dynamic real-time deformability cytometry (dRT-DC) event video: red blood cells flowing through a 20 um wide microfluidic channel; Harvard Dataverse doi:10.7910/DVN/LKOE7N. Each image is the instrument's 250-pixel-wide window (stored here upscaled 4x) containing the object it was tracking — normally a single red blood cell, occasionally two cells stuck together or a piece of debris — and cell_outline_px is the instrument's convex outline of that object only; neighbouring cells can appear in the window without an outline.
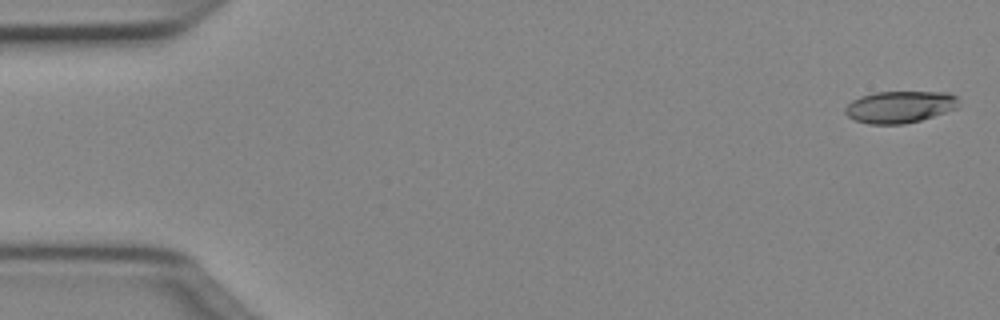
{"species": "Egyptian fruit bat (a non-hibernating species)", "species_latin": "Rousettus aegyptiacus", "temperature_condition": "cold", "stored_images_in_passage": 51, "camera_frame_rate_fps": 3000, "um_per_image_px": 0.085, "animal": {"sex": "female"}, "frame": {"image": 1, "passage_image": 2, "time_ms": 0.333, "image_size_px": [1000, 320], "cell_outline_px": [[960, 108], [920, 120], [904, 124], [868, 124], [856, 120], [848, 116], [844, 112], [844, 108], [852, 100], [860, 96], [876, 92], [948, 92], [956, 96], [960, 100]], "centroid_in_image_um": [76.52, 9.08], "position_along_channel_um": 8.5, "area_um2": 21.33}}
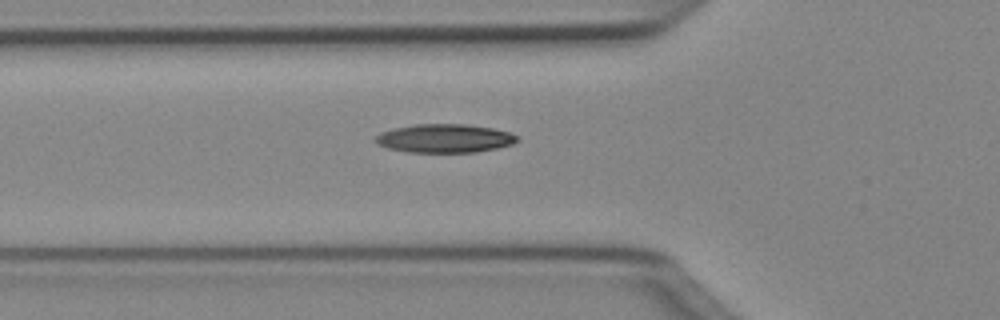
{"frame": {"image": 2, "passage_image": 18, "time_ms": 5.667, "image_size_px": [1000, 320], "cell_outline_px": [[520, 140], [512, 144], [496, 148], [476, 152], [408, 152], [388, 148], [376, 144], [372, 140], [380, 132], [392, 128], [412, 124], [464, 124], [492, 128], [508, 132], [516, 136]], "centroid_in_image_um": [37.73, 11.76], "position_along_channel_um": 88.1, "area_um2": 23.7}}
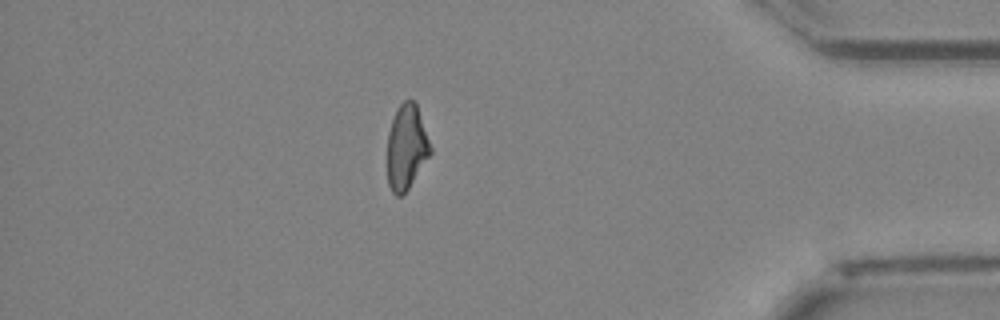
{"frame": {"image": 3, "passage_image": 44, "time_ms": 14.333, "image_size_px": [1000, 320], "cell_outline_px": [[432, 152], [408, 188], [400, 196], [396, 196], [392, 192], [388, 184], [388, 132], [396, 108], [404, 100], [416, 100], [432, 148]], "centroid_in_image_um": [34.56, 12.46], "position_along_channel_um": 400.6, "area_um2": 21.33}, "authors_computed_cell_mechanics": {"area_um2": 22.253, "velocity_mm_per_s": 4.0457, "shape_relaxation_time_tau1_ms": 6.566, "shape_relaxation_time_tau2_ms": 7.7384, "deformation_change_tau1": 0.1691, "deformation_change_tau2": 0.1654}}